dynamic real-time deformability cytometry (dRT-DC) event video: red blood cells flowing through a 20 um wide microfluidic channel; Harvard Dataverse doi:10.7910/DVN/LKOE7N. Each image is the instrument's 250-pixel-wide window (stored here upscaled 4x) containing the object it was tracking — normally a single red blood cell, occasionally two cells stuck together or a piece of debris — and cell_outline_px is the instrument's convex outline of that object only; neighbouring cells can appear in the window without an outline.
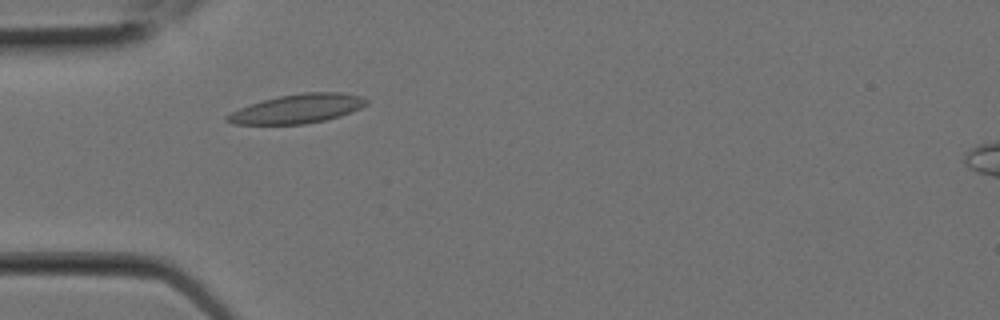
{"species": "Egyptian fruit bat (a non-hibernating species)", "species_latin": "Rousettus aegyptiacus", "temperature_condition": "room temperature", "stored_images_in_passage": 3, "camera_frame_rate_fps": 3000, "um_per_image_px": 0.085, "animal": {"sex": "female"}, "frame": {"image": 1, "passage_image": 1, "time_ms": 0.0, "image_size_px": [1000, 320], "cell_outline_px": [[368, 104], [352, 112], [340, 116], [324, 120], [304, 124], [232, 124], [224, 120], [224, 116], [240, 108], [264, 100], [280, 96], [304, 92], [340, 92], [360, 96], [368, 100]], "centroid_in_image_um": [25.29, 9.24], "position_along_channel_um": 59.7, "area_um2": 23.41}}